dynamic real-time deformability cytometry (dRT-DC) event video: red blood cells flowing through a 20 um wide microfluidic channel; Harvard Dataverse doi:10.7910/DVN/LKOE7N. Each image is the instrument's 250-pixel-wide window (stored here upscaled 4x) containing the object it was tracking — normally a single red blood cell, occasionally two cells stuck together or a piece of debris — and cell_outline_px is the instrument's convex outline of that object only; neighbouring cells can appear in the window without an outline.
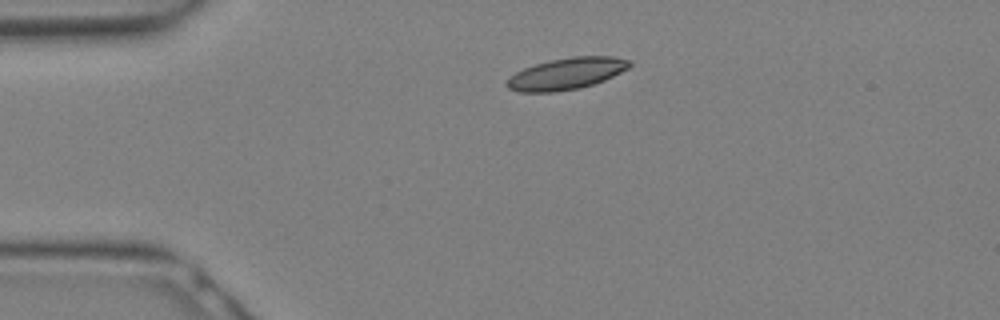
{"species": "Egyptian fruit bat (a non-hibernating species)", "species_latin": "Rousettus aegyptiacus", "temperature_condition": "warm", "stored_images_in_passage": 7, "camera_frame_rate_fps": 3000, "um_per_image_px": 0.085, "animal": {"sex": "female"}, "frame": {"image": 1, "passage_image": 1, "time_ms": 0.0, "image_size_px": [1000, 320], "cell_outline_px": [[632, 64], [628, 68], [604, 80], [580, 88], [556, 92], [516, 92], [508, 88], [504, 84], [516, 72], [524, 68], [536, 64], [552, 60], [572, 56], [612, 56], [632, 60]], "centroid_in_image_um": [48.15, 6.26], "position_along_channel_um": 36.8, "area_um2": 22.54}}
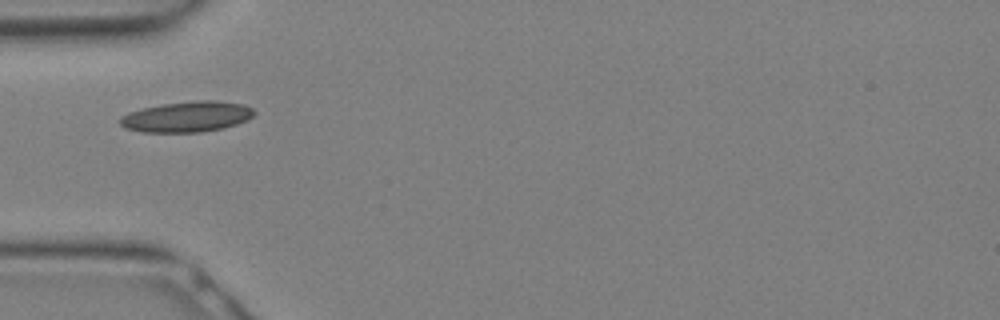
{"frame": {"image": 2, "passage_image": 4, "time_ms": 1.0, "image_size_px": [1000, 320], "cell_outline_px": [[256, 112], [248, 120], [224, 128], [200, 132], [144, 132], [124, 128], [116, 120], [120, 116], [128, 112], [144, 108], [164, 104], [196, 100], [212, 100], [244, 104], [252, 108]], "centroid_in_image_um": [15.87, 9.92], "position_along_channel_um": 69.1, "area_um2": 24.04}}
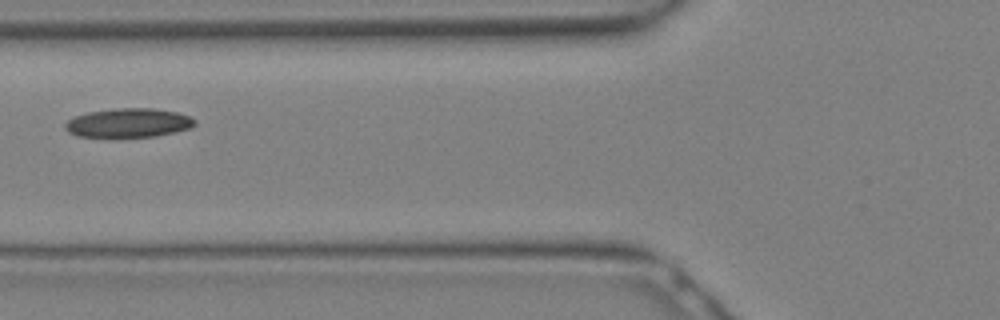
{"frame": {"image": 3, "passage_image": 6, "time_ms": 1.667, "image_size_px": [1000, 320], "cell_outline_px": [[196, 124], [188, 128], [156, 136], [116, 140], [112, 140], [80, 136], [68, 132], [64, 128], [64, 124], [68, 120], [76, 116], [88, 112], [116, 108], [156, 108], [176, 112], [188, 116], [196, 120]], "centroid_in_image_um": [10.86, 10.49], "position_along_channel_um": 114.9, "area_um2": 22.72}}